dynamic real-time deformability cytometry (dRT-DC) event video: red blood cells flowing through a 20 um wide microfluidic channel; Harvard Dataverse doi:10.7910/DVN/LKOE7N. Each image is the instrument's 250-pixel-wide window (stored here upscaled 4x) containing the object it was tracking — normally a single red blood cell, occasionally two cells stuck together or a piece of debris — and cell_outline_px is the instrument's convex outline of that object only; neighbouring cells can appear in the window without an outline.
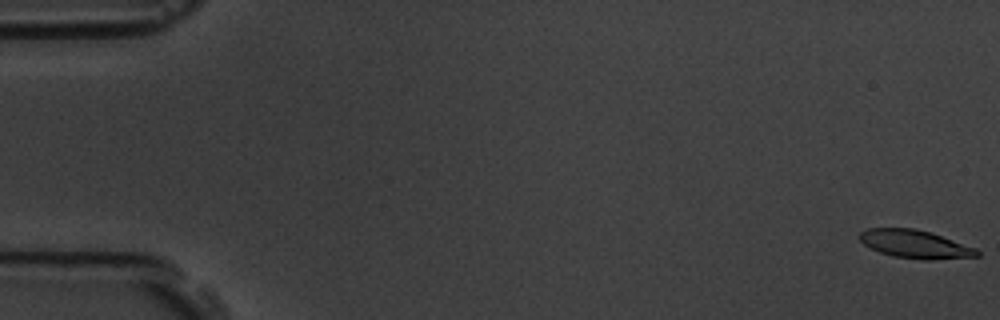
{"species": "common noctule bat (a hibernating species)", "species_latin": "Nyctalus noctula", "temperature_condition": "room temperature", "stored_images_in_passage": 56, "camera_frame_rate_fps": 3000, "um_per_image_px": 0.085, "animal": {"sex": "male", "body_mass_g": 19.5, "forearm_length_mm": 54.6}, "frame": {"image": 1, "passage_image": 1, "time_ms": 0.0, "image_size_px": [1000, 320], "cell_outline_px": [[980, 256], [928, 260], [920, 260], [892, 256], [880, 252], [864, 244], [860, 240], [860, 232], [868, 228], [916, 228], [932, 232], [976, 248], [980, 252]], "centroid_in_image_um": [77.81, 20.75], "position_along_channel_um": 7.2, "area_um2": 19.36}}
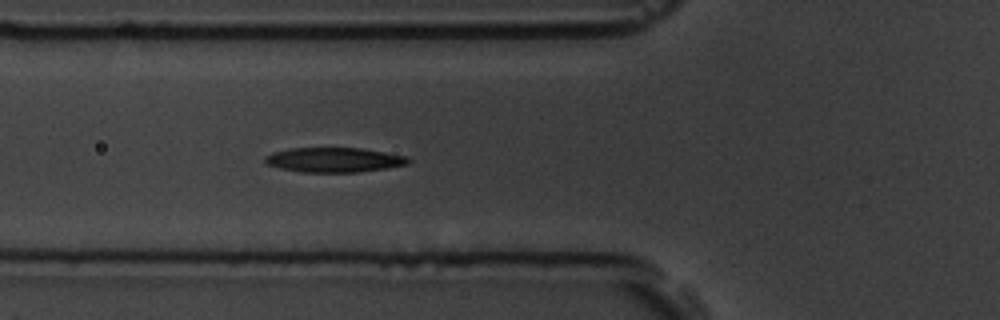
{"frame": {"image": 2, "passage_image": 21, "time_ms": 6.667, "image_size_px": [1000, 320], "cell_outline_px": [[412, 160], [408, 164], [388, 168], [360, 172], [300, 172], [280, 168], [268, 164], [264, 160], [264, 156], [272, 152], [292, 148], [360, 148], [408, 156]], "centroid_in_image_um": [28.42, 13.59], "position_along_channel_um": 97.4, "area_um2": 20.69}}
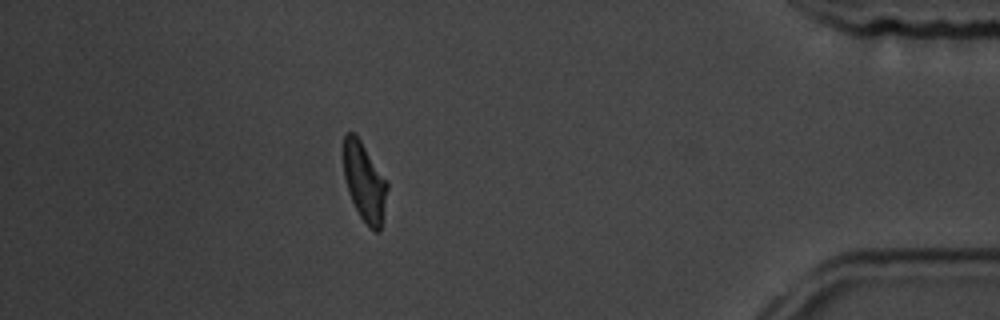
{"frame": {"image": 3, "passage_image": 50, "time_ms": 16.333, "image_size_px": [1000, 320], "cell_outline_px": [[388, 188], [380, 232], [376, 232], [368, 228], [360, 216], [352, 200], [344, 176], [344, 132], [352, 132], [360, 140], [388, 180]], "centroid_in_image_um": [31.01, 15.48], "position_along_channel_um": 404.2, "area_um2": 20.0}, "authors_computed_cell_mechanics": {"area_um2": 20.6346, "velocity_mm_per_s": 3.6483, "shape_relaxation_time_tau1_ms": 2.9455, "shape_relaxation_time_tau2_ms": 3.8826, "deformation_change_tau1": 0.1414, "deformation_change_tau2": 0.1042}}